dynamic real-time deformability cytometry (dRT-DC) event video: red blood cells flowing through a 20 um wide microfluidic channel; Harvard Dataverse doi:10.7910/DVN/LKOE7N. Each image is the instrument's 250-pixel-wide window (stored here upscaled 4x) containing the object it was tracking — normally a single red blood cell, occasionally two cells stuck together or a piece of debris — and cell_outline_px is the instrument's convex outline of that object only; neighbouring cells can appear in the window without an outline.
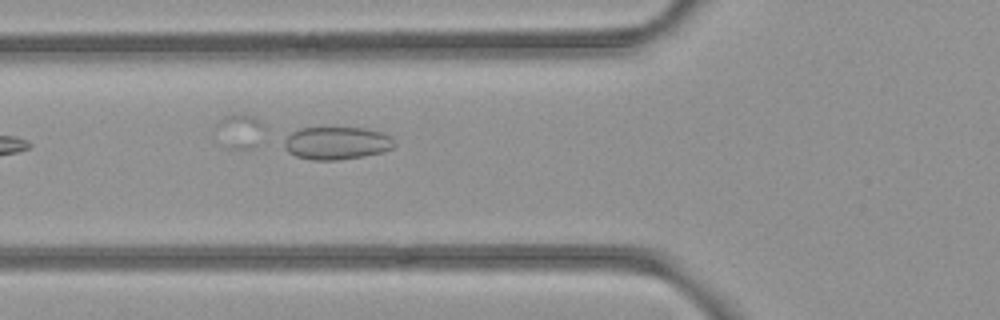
{"species": "common noctule bat (a hibernating species)", "species_latin": "Nyctalus noctula", "temperature_condition": "room temperature", "stored_images_in_passage": 2, "camera_frame_rate_fps": 3000, "um_per_image_px": 0.085, "animal": {"sex": "female", "body_mass_g": 21.9}, "frame": {"image": 1, "passage_image": 2, "time_ms": 0.333, "image_size_px": [1000, 320], "cell_outline_px": [[396, 144], [392, 148], [380, 152], [364, 156], [336, 160], [312, 160], [296, 156], [288, 152], [284, 148], [284, 136], [300, 128], [368, 128], [384, 132], [392, 136]], "centroid_in_image_um": [28.62, 12.15], "position_along_channel_um": 97.2, "area_um2": 21.27}}